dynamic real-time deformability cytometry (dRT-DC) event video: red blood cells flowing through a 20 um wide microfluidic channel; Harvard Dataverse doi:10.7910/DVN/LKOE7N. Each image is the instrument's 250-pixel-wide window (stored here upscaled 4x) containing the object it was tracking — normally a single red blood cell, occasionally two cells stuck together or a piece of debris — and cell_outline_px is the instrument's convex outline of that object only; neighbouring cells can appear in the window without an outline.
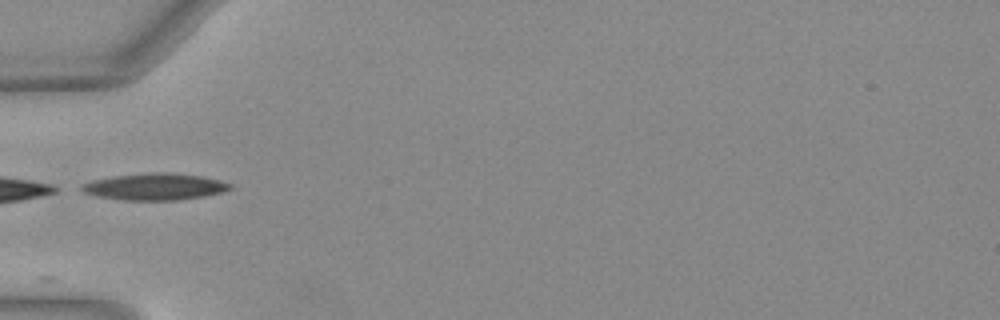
{"species": "Egyptian fruit bat (a non-hibernating species)", "species_latin": "Rousettus aegyptiacus", "temperature_condition": "warm", "stored_images_in_passage": 7, "camera_frame_rate_fps": 3000, "um_per_image_px": 0.085, "animal": {"sex": "female"}, "frame": {"image": 1, "passage_image": 1, "time_ms": 0.0, "image_size_px": [1000, 320], "cell_outline_px": [[232, 188], [220, 192], [204, 196], [176, 200], [120, 200], [96, 196], [84, 192], [80, 188], [80, 184], [92, 180], [112, 176], [152, 172], [168, 172], [200, 176], [232, 184]], "centroid_in_image_um": [13.09, 15.87], "position_along_channel_um": 71.9, "area_um2": 23.0}}